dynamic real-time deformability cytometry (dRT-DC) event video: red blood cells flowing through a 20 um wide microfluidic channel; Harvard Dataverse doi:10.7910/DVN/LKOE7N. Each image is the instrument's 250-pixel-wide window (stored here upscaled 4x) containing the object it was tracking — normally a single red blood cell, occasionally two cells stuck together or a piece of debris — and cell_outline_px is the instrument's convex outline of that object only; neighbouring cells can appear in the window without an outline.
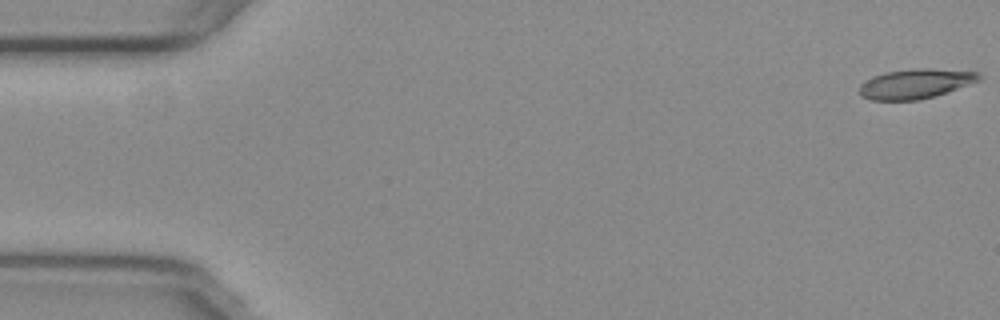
{"species": "common noctule bat (a hibernating species)", "species_latin": "Nyctalus noctula", "temperature_condition": "warm", "stored_images_in_passage": 55, "camera_frame_rate_fps": 3000, "um_per_image_px": 0.085, "animal": {"sex": "female", "body_mass_g": 29.2, "forearm_length_mm": 56.3}, "frame": {"image": 1, "passage_image": 1, "time_ms": 0.0, "image_size_px": [1000, 320], "cell_outline_px": [[980, 80], [936, 96], [916, 100], [872, 100], [860, 96], [860, 84], [872, 76], [888, 72], [916, 68], [928, 68], [980, 72]], "centroid_in_image_um": [77.81, 7.12], "position_along_channel_um": 7.2, "area_um2": 20.58}}
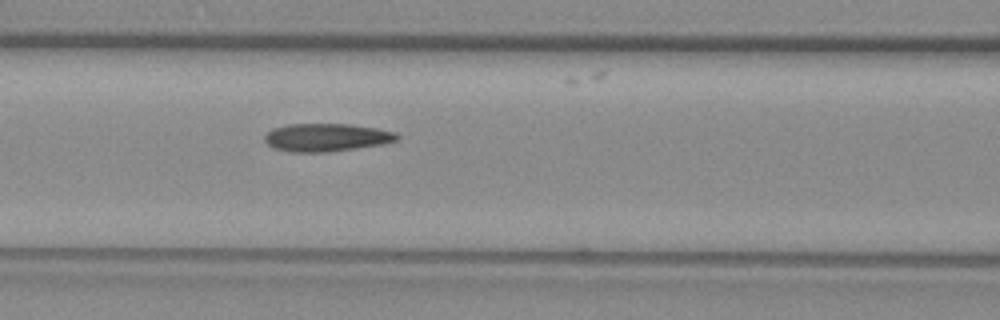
{"frame": {"image": 2, "passage_image": 23, "time_ms": 7.333, "image_size_px": [1000, 320], "cell_outline_px": [[400, 136], [396, 140], [384, 144], [328, 152], [292, 152], [272, 148], [264, 140], [264, 136], [272, 128], [288, 124], [348, 124], [376, 128], [396, 132]], "centroid_in_image_um": [27.73, 11.68], "position_along_channel_um": 138.9, "area_um2": 21.62}}
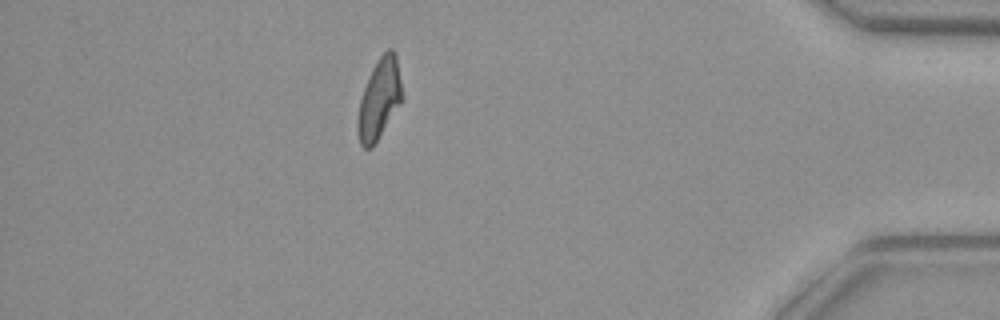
{"frame": {"image": 3, "passage_image": 48, "time_ms": 15.667, "image_size_px": [1000, 320], "cell_outline_px": [[400, 104], [372, 148], [364, 148], [360, 144], [356, 128], [356, 120], [360, 100], [368, 76], [372, 68], [380, 56], [388, 48], [392, 48], [396, 52], [400, 80]], "centroid_in_image_um": [32.2, 8.42], "position_along_channel_um": 403.0, "area_um2": 20.52}, "authors_computed_cell_mechanics": {"area_um2": 21.1548, "velocity_mm_per_s": 3.7685, "shape_relaxation_time_tau1_ms": null, "shape_relaxation_time_tau2_ms": 2.6838, "deformation_change_tau1": null, "deformation_change_tau2": 0.1122}}